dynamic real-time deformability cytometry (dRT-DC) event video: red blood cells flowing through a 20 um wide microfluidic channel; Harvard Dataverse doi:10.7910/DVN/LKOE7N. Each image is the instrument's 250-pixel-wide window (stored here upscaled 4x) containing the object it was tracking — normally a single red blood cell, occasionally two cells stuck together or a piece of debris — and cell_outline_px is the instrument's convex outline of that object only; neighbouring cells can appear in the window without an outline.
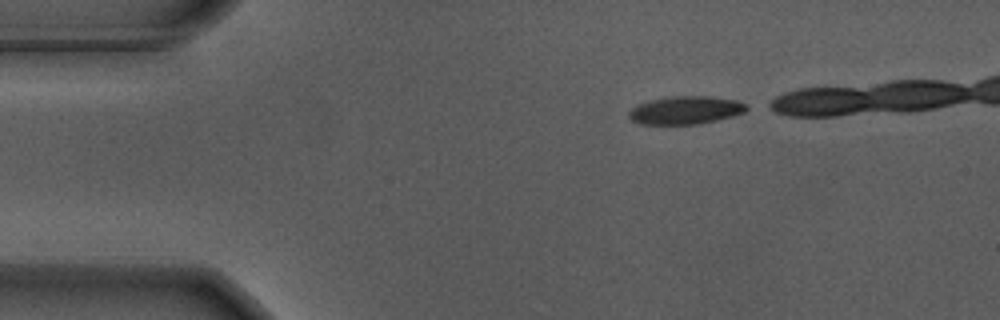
{"species": "Egyptian fruit bat (a non-hibernating species)", "species_latin": "Rousettus aegyptiacus", "temperature_condition": "warm", "stored_images_in_passage": 16, "camera_frame_rate_fps": 3000, "um_per_image_px": 0.085, "animal": {"sex": "male"}, "frame": {"image": 1, "passage_image": 1, "time_ms": 0.0, "image_size_px": [1000, 320], "cell_outline_px": [[748, 108], [744, 112], [732, 116], [700, 124], [640, 124], [632, 120], [628, 116], [628, 112], [632, 108], [640, 104], [652, 100], [672, 96], [708, 96], [736, 100], [748, 104]], "centroid_in_image_um": [58.3, 9.37], "position_along_channel_um": 26.7, "area_um2": 19.07}}
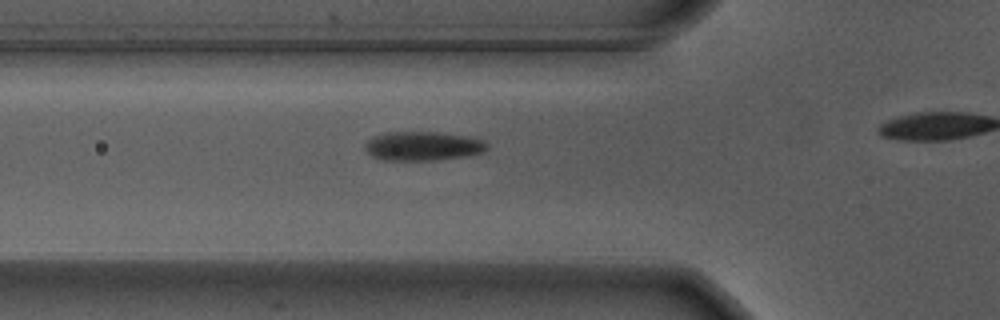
{"frame": {"image": 2, "passage_image": 11, "time_ms": 3.333, "image_size_px": [1000, 320], "cell_outline_px": [[488, 148], [484, 152], [460, 156], [432, 160], [388, 160], [376, 156], [368, 152], [364, 148], [364, 144], [372, 136], [388, 132], [436, 132], [464, 136], [484, 140], [488, 144]], "centroid_in_image_um": [35.94, 12.4], "position_along_channel_um": 89.9, "area_um2": 20.29}}
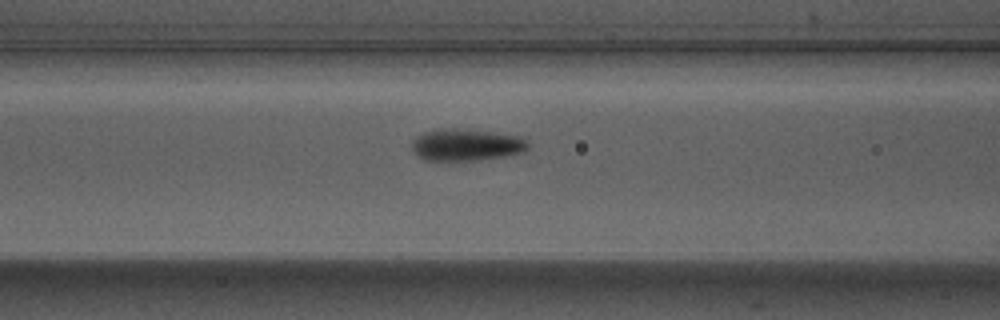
{"frame": {"image": 3, "passage_image": 14, "time_ms": 4.333, "image_size_px": [1000, 320], "cell_outline_px": [[528, 148], [524, 152], [504, 156], [468, 160], [424, 160], [412, 148], [412, 140], [416, 136], [424, 132], [436, 128], [456, 128], [488, 132], [516, 136], [524, 140], [528, 144]], "centroid_in_image_um": [39.57, 12.3], "position_along_channel_um": 127.0, "area_um2": 21.15}}